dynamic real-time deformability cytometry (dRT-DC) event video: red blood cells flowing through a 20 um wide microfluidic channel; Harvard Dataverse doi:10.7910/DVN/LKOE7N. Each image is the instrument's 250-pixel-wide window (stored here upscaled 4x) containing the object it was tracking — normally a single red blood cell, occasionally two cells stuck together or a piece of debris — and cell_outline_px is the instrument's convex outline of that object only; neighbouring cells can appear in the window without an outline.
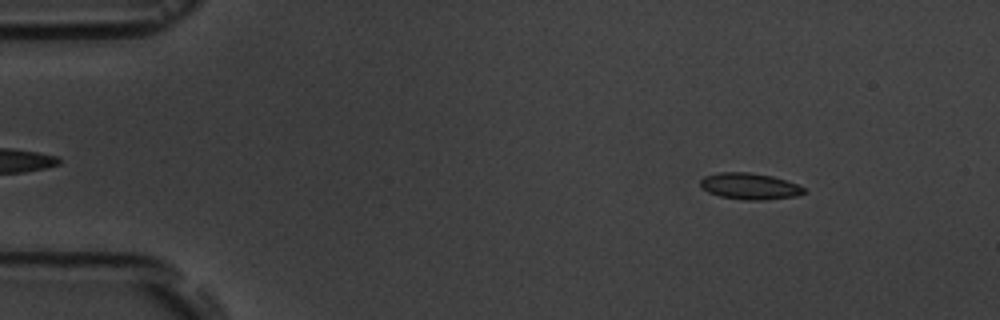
{"species": "common noctule bat (a hibernating species)", "species_latin": "Nyctalus noctula", "temperature_condition": "room temperature", "stored_images_in_passage": 16, "camera_frame_rate_fps": 3000, "um_per_image_px": 0.085, "animal": {"sex": "male", "body_mass_g": 19.5, "forearm_length_mm": 54.6}, "frame": {"image": 1, "passage_image": 2, "time_ms": 1.0, "image_size_px": [1000, 320], "cell_outline_px": [[808, 192], [796, 196], [764, 200], [744, 200], [720, 196], [708, 192], [700, 188], [700, 180], [704, 176], [720, 172], [748, 172], [772, 176], [796, 184], [804, 188]], "centroid_in_image_um": [63.7, 15.83], "position_along_channel_um": 21.3, "area_um2": 15.95}}
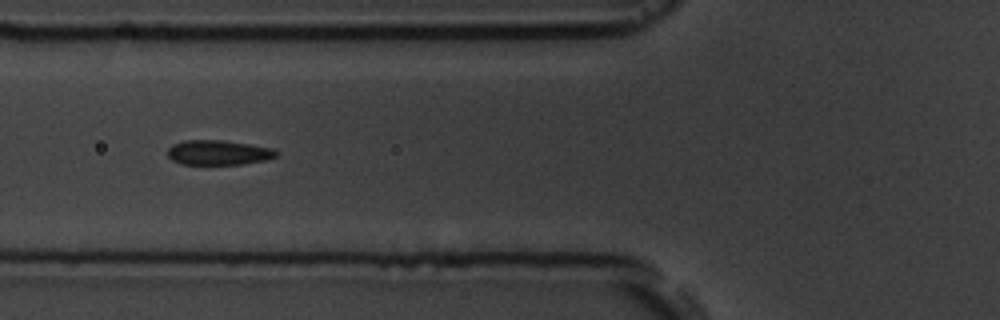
{"frame": {"image": 2, "passage_image": 6, "time_ms": 5.667, "image_size_px": [1000, 320], "cell_outline_px": [[280, 152], [276, 156], [264, 160], [244, 164], [180, 164], [172, 160], [168, 156], [168, 148], [172, 144], [184, 140], [224, 140], [272, 148]], "centroid_in_image_um": [18.55, 12.96], "position_along_channel_um": 107.3, "area_um2": 15.72}}
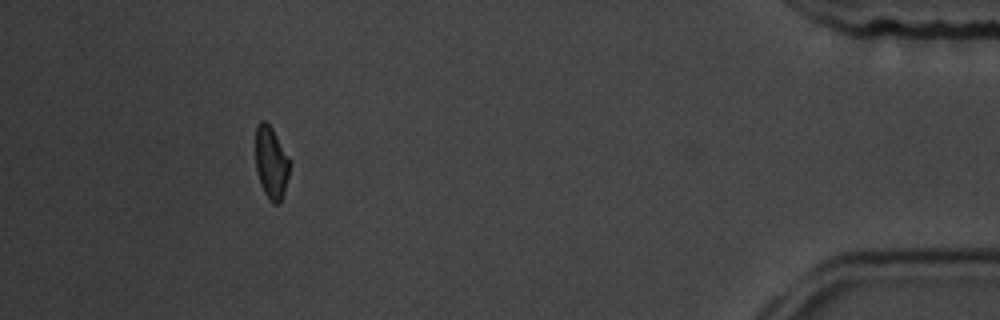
{"frame": {"image": 3, "passage_image": 15, "time_ms": 15.667, "image_size_px": [1000, 320], "cell_outline_px": [[292, 160], [284, 192], [280, 200], [276, 204], [272, 204], [268, 200], [260, 184], [256, 168], [256, 124], [260, 120], [264, 120], [272, 128]], "centroid_in_image_um": [23.07, 13.81], "position_along_channel_um": 412.1, "area_um2": 14.62}, "authors_computed_cell_mechanics": {"area_um2": 15.4326, "velocity_mm_per_s": 3.6646, "shape_relaxation_time_tau1_ms": 2.7717, "shape_relaxation_time_tau2_ms": 3.6989, "deformation_change_tau1": 0.0848, "deformation_change_tau2": 0.0634}}